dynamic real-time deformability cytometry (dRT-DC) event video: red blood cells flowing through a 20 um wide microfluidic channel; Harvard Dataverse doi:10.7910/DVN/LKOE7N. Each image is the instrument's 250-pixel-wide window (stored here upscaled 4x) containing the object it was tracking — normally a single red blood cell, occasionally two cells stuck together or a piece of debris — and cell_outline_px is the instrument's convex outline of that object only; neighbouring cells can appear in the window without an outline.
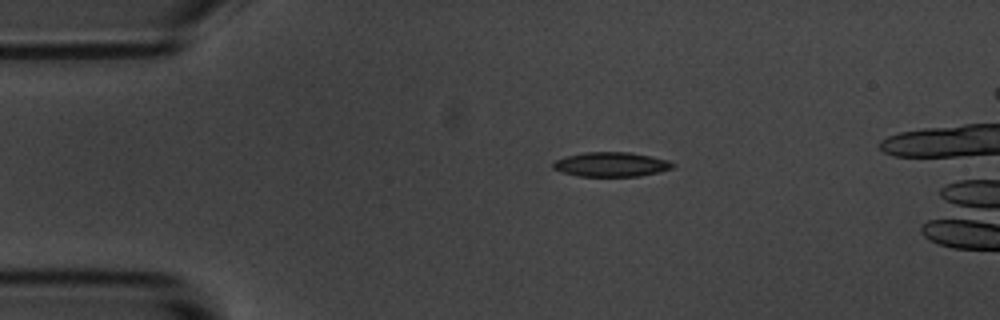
{"species": "common noctule bat (a hibernating species)", "species_latin": "Nyctalus noctula", "temperature_condition": "room temperature", "stored_images_in_passage": 5, "camera_frame_rate_fps": 3000, "um_per_image_px": 0.085, "animal": {"sex": "male", "body_mass_g": 20.1, "forearm_length_mm": 53.5}, "frame": {"image": 1, "passage_image": 3, "time_ms": 2.0, "image_size_px": [1000, 320], "cell_outline_px": [[676, 164], [672, 168], [660, 172], [640, 176], [576, 176], [560, 172], [552, 168], [552, 160], [564, 156], [584, 152], [628, 152], [652, 156], [668, 160]], "centroid_in_image_um": [51.9, 13.97], "position_along_channel_um": 33.1, "area_um2": 17.4}}